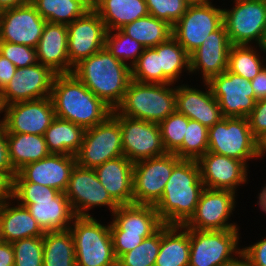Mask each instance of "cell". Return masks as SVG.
<instances>
[{
    "label": "cell",
    "instance_id": "6da1fadb",
    "mask_svg": "<svg viewBox=\"0 0 266 266\" xmlns=\"http://www.w3.org/2000/svg\"><path fill=\"white\" fill-rule=\"evenodd\" d=\"M204 189L197 160L181 159L154 205L163 224L185 225L194 215Z\"/></svg>",
    "mask_w": 266,
    "mask_h": 266
},
{
    "label": "cell",
    "instance_id": "7a4b0ae2",
    "mask_svg": "<svg viewBox=\"0 0 266 266\" xmlns=\"http://www.w3.org/2000/svg\"><path fill=\"white\" fill-rule=\"evenodd\" d=\"M50 98L56 117L85 129L104 122L113 111L72 73L55 75Z\"/></svg>",
    "mask_w": 266,
    "mask_h": 266
},
{
    "label": "cell",
    "instance_id": "3957f363",
    "mask_svg": "<svg viewBox=\"0 0 266 266\" xmlns=\"http://www.w3.org/2000/svg\"><path fill=\"white\" fill-rule=\"evenodd\" d=\"M72 74L111 109L122 102L132 80L131 67L104 47L73 66Z\"/></svg>",
    "mask_w": 266,
    "mask_h": 266
},
{
    "label": "cell",
    "instance_id": "277c9868",
    "mask_svg": "<svg viewBox=\"0 0 266 266\" xmlns=\"http://www.w3.org/2000/svg\"><path fill=\"white\" fill-rule=\"evenodd\" d=\"M13 200L25 206L44 232L67 230L75 214L64 192L14 176Z\"/></svg>",
    "mask_w": 266,
    "mask_h": 266
},
{
    "label": "cell",
    "instance_id": "5b68a950",
    "mask_svg": "<svg viewBox=\"0 0 266 266\" xmlns=\"http://www.w3.org/2000/svg\"><path fill=\"white\" fill-rule=\"evenodd\" d=\"M170 85L173 86L131 80L115 111L125 117L159 124L176 111V86Z\"/></svg>",
    "mask_w": 266,
    "mask_h": 266
},
{
    "label": "cell",
    "instance_id": "8992f818",
    "mask_svg": "<svg viewBox=\"0 0 266 266\" xmlns=\"http://www.w3.org/2000/svg\"><path fill=\"white\" fill-rule=\"evenodd\" d=\"M69 230L76 266H117L109 225L104 226L93 216H75Z\"/></svg>",
    "mask_w": 266,
    "mask_h": 266
},
{
    "label": "cell",
    "instance_id": "52a82bcc",
    "mask_svg": "<svg viewBox=\"0 0 266 266\" xmlns=\"http://www.w3.org/2000/svg\"><path fill=\"white\" fill-rule=\"evenodd\" d=\"M208 152L238 159L246 165L250 159L259 158L258 141L251 133L248 119L223 117L209 127Z\"/></svg>",
    "mask_w": 266,
    "mask_h": 266
},
{
    "label": "cell",
    "instance_id": "ba28073f",
    "mask_svg": "<svg viewBox=\"0 0 266 266\" xmlns=\"http://www.w3.org/2000/svg\"><path fill=\"white\" fill-rule=\"evenodd\" d=\"M222 25L223 9L214 7L210 0L193 3L172 26V37L191 55Z\"/></svg>",
    "mask_w": 266,
    "mask_h": 266
},
{
    "label": "cell",
    "instance_id": "9c48e42d",
    "mask_svg": "<svg viewBox=\"0 0 266 266\" xmlns=\"http://www.w3.org/2000/svg\"><path fill=\"white\" fill-rule=\"evenodd\" d=\"M239 229H189L190 257L188 266H220L239 254Z\"/></svg>",
    "mask_w": 266,
    "mask_h": 266
},
{
    "label": "cell",
    "instance_id": "30bf717a",
    "mask_svg": "<svg viewBox=\"0 0 266 266\" xmlns=\"http://www.w3.org/2000/svg\"><path fill=\"white\" fill-rule=\"evenodd\" d=\"M124 155L121 127L110 115L104 122L85 131L84 139L75 155L77 165L95 169L108 160Z\"/></svg>",
    "mask_w": 266,
    "mask_h": 266
},
{
    "label": "cell",
    "instance_id": "8fae6325",
    "mask_svg": "<svg viewBox=\"0 0 266 266\" xmlns=\"http://www.w3.org/2000/svg\"><path fill=\"white\" fill-rule=\"evenodd\" d=\"M223 9V25L232 45L259 44L266 27V0H234Z\"/></svg>",
    "mask_w": 266,
    "mask_h": 266
},
{
    "label": "cell",
    "instance_id": "7c38bea8",
    "mask_svg": "<svg viewBox=\"0 0 266 266\" xmlns=\"http://www.w3.org/2000/svg\"><path fill=\"white\" fill-rule=\"evenodd\" d=\"M181 159L174 153L140 160L133 169V204L155 205L162 197L173 167Z\"/></svg>",
    "mask_w": 266,
    "mask_h": 266
},
{
    "label": "cell",
    "instance_id": "4fadbf2b",
    "mask_svg": "<svg viewBox=\"0 0 266 266\" xmlns=\"http://www.w3.org/2000/svg\"><path fill=\"white\" fill-rule=\"evenodd\" d=\"M121 127L123 153L131 162L166 154L157 123L111 114Z\"/></svg>",
    "mask_w": 266,
    "mask_h": 266
},
{
    "label": "cell",
    "instance_id": "5bb4252c",
    "mask_svg": "<svg viewBox=\"0 0 266 266\" xmlns=\"http://www.w3.org/2000/svg\"><path fill=\"white\" fill-rule=\"evenodd\" d=\"M64 193L75 216H91L88 211L95 206H107L111 213L119 207L100 183L95 170L77 164Z\"/></svg>",
    "mask_w": 266,
    "mask_h": 266
},
{
    "label": "cell",
    "instance_id": "9a60e30c",
    "mask_svg": "<svg viewBox=\"0 0 266 266\" xmlns=\"http://www.w3.org/2000/svg\"><path fill=\"white\" fill-rule=\"evenodd\" d=\"M208 84L219 103L223 117H243L252 112L257 99L250 80L230 72L228 69L213 76Z\"/></svg>",
    "mask_w": 266,
    "mask_h": 266
},
{
    "label": "cell",
    "instance_id": "2e32d148",
    "mask_svg": "<svg viewBox=\"0 0 266 266\" xmlns=\"http://www.w3.org/2000/svg\"><path fill=\"white\" fill-rule=\"evenodd\" d=\"M235 197V192L231 190L205 188L194 215L184 226L208 231L239 229L235 223L228 222L232 211H235Z\"/></svg>",
    "mask_w": 266,
    "mask_h": 266
},
{
    "label": "cell",
    "instance_id": "e0dca14e",
    "mask_svg": "<svg viewBox=\"0 0 266 266\" xmlns=\"http://www.w3.org/2000/svg\"><path fill=\"white\" fill-rule=\"evenodd\" d=\"M7 133L44 135L55 116L50 97L25 102H17L2 107Z\"/></svg>",
    "mask_w": 266,
    "mask_h": 266
},
{
    "label": "cell",
    "instance_id": "ac0fdd59",
    "mask_svg": "<svg viewBox=\"0 0 266 266\" xmlns=\"http://www.w3.org/2000/svg\"><path fill=\"white\" fill-rule=\"evenodd\" d=\"M56 73L39 62L17 68L7 86L0 92L1 107L17 102L50 97Z\"/></svg>",
    "mask_w": 266,
    "mask_h": 266
},
{
    "label": "cell",
    "instance_id": "d6986e66",
    "mask_svg": "<svg viewBox=\"0 0 266 266\" xmlns=\"http://www.w3.org/2000/svg\"><path fill=\"white\" fill-rule=\"evenodd\" d=\"M67 31L68 58L72 66L105 46L107 28L93 8L68 24Z\"/></svg>",
    "mask_w": 266,
    "mask_h": 266
},
{
    "label": "cell",
    "instance_id": "ffe728a7",
    "mask_svg": "<svg viewBox=\"0 0 266 266\" xmlns=\"http://www.w3.org/2000/svg\"><path fill=\"white\" fill-rule=\"evenodd\" d=\"M46 20L30 2L0 12V41L36 48Z\"/></svg>",
    "mask_w": 266,
    "mask_h": 266
},
{
    "label": "cell",
    "instance_id": "44dd1931",
    "mask_svg": "<svg viewBox=\"0 0 266 266\" xmlns=\"http://www.w3.org/2000/svg\"><path fill=\"white\" fill-rule=\"evenodd\" d=\"M197 162L205 188L231 190L237 193V187L248 180L249 166L238 159L207 151Z\"/></svg>",
    "mask_w": 266,
    "mask_h": 266
},
{
    "label": "cell",
    "instance_id": "7402d4cb",
    "mask_svg": "<svg viewBox=\"0 0 266 266\" xmlns=\"http://www.w3.org/2000/svg\"><path fill=\"white\" fill-rule=\"evenodd\" d=\"M232 44L224 25L211 32L190 55V73H202L203 82H208L213 76L224 73L228 69L229 50Z\"/></svg>",
    "mask_w": 266,
    "mask_h": 266
},
{
    "label": "cell",
    "instance_id": "603a6c76",
    "mask_svg": "<svg viewBox=\"0 0 266 266\" xmlns=\"http://www.w3.org/2000/svg\"><path fill=\"white\" fill-rule=\"evenodd\" d=\"M74 155L50 153L44 159L23 166L17 173L26 181L65 192L72 169L76 165Z\"/></svg>",
    "mask_w": 266,
    "mask_h": 266
},
{
    "label": "cell",
    "instance_id": "cb8c5ba5",
    "mask_svg": "<svg viewBox=\"0 0 266 266\" xmlns=\"http://www.w3.org/2000/svg\"><path fill=\"white\" fill-rule=\"evenodd\" d=\"M112 217L111 235L152 236L164 225L154 205H119Z\"/></svg>",
    "mask_w": 266,
    "mask_h": 266
},
{
    "label": "cell",
    "instance_id": "d4e9b609",
    "mask_svg": "<svg viewBox=\"0 0 266 266\" xmlns=\"http://www.w3.org/2000/svg\"><path fill=\"white\" fill-rule=\"evenodd\" d=\"M204 86L207 87L206 92L189 85L176 86V111L209 128L219 122L223 115L208 82H204Z\"/></svg>",
    "mask_w": 266,
    "mask_h": 266
},
{
    "label": "cell",
    "instance_id": "484cf974",
    "mask_svg": "<svg viewBox=\"0 0 266 266\" xmlns=\"http://www.w3.org/2000/svg\"><path fill=\"white\" fill-rule=\"evenodd\" d=\"M67 42V25L46 22L36 47L37 61L56 74L72 73Z\"/></svg>",
    "mask_w": 266,
    "mask_h": 266
},
{
    "label": "cell",
    "instance_id": "4316f807",
    "mask_svg": "<svg viewBox=\"0 0 266 266\" xmlns=\"http://www.w3.org/2000/svg\"><path fill=\"white\" fill-rule=\"evenodd\" d=\"M133 169L134 163L126 156L106 161L94 170L95 173L118 205L133 204Z\"/></svg>",
    "mask_w": 266,
    "mask_h": 266
},
{
    "label": "cell",
    "instance_id": "83f0119b",
    "mask_svg": "<svg viewBox=\"0 0 266 266\" xmlns=\"http://www.w3.org/2000/svg\"><path fill=\"white\" fill-rule=\"evenodd\" d=\"M9 201L13 199L0 204V226L3 240L12 243L28 237H43L45 232L31 216L29 210L19 203L13 207Z\"/></svg>",
    "mask_w": 266,
    "mask_h": 266
},
{
    "label": "cell",
    "instance_id": "f1b7e54d",
    "mask_svg": "<svg viewBox=\"0 0 266 266\" xmlns=\"http://www.w3.org/2000/svg\"><path fill=\"white\" fill-rule=\"evenodd\" d=\"M190 257L189 229L184 225L160 228V249L155 266H188Z\"/></svg>",
    "mask_w": 266,
    "mask_h": 266
},
{
    "label": "cell",
    "instance_id": "f546056e",
    "mask_svg": "<svg viewBox=\"0 0 266 266\" xmlns=\"http://www.w3.org/2000/svg\"><path fill=\"white\" fill-rule=\"evenodd\" d=\"M93 9L99 14L107 31L121 29L149 14L145 0H101Z\"/></svg>",
    "mask_w": 266,
    "mask_h": 266
},
{
    "label": "cell",
    "instance_id": "4dcf8cb0",
    "mask_svg": "<svg viewBox=\"0 0 266 266\" xmlns=\"http://www.w3.org/2000/svg\"><path fill=\"white\" fill-rule=\"evenodd\" d=\"M85 131L80 125L55 117L44 133L48 151L75 156L81 147Z\"/></svg>",
    "mask_w": 266,
    "mask_h": 266
},
{
    "label": "cell",
    "instance_id": "1f68e13d",
    "mask_svg": "<svg viewBox=\"0 0 266 266\" xmlns=\"http://www.w3.org/2000/svg\"><path fill=\"white\" fill-rule=\"evenodd\" d=\"M9 160L16 173L25 165L47 157L44 135L7 133Z\"/></svg>",
    "mask_w": 266,
    "mask_h": 266
},
{
    "label": "cell",
    "instance_id": "d6a6232c",
    "mask_svg": "<svg viewBox=\"0 0 266 266\" xmlns=\"http://www.w3.org/2000/svg\"><path fill=\"white\" fill-rule=\"evenodd\" d=\"M43 266H76L74 239L69 229L44 233Z\"/></svg>",
    "mask_w": 266,
    "mask_h": 266
},
{
    "label": "cell",
    "instance_id": "836d02e7",
    "mask_svg": "<svg viewBox=\"0 0 266 266\" xmlns=\"http://www.w3.org/2000/svg\"><path fill=\"white\" fill-rule=\"evenodd\" d=\"M121 30L145 48L156 47L172 36V26L150 14L126 24Z\"/></svg>",
    "mask_w": 266,
    "mask_h": 266
},
{
    "label": "cell",
    "instance_id": "e575fe53",
    "mask_svg": "<svg viewBox=\"0 0 266 266\" xmlns=\"http://www.w3.org/2000/svg\"><path fill=\"white\" fill-rule=\"evenodd\" d=\"M31 3L46 22L65 25L91 9L85 0H31Z\"/></svg>",
    "mask_w": 266,
    "mask_h": 266
},
{
    "label": "cell",
    "instance_id": "d590c367",
    "mask_svg": "<svg viewBox=\"0 0 266 266\" xmlns=\"http://www.w3.org/2000/svg\"><path fill=\"white\" fill-rule=\"evenodd\" d=\"M153 48L159 55L160 69H162L163 75L172 84L180 79L179 75H181L182 69H186V72L190 73V55L172 36Z\"/></svg>",
    "mask_w": 266,
    "mask_h": 266
},
{
    "label": "cell",
    "instance_id": "8d00e7d4",
    "mask_svg": "<svg viewBox=\"0 0 266 266\" xmlns=\"http://www.w3.org/2000/svg\"><path fill=\"white\" fill-rule=\"evenodd\" d=\"M254 46L232 45L229 50L228 70L245 79L252 80L266 65Z\"/></svg>",
    "mask_w": 266,
    "mask_h": 266
},
{
    "label": "cell",
    "instance_id": "74e56055",
    "mask_svg": "<svg viewBox=\"0 0 266 266\" xmlns=\"http://www.w3.org/2000/svg\"><path fill=\"white\" fill-rule=\"evenodd\" d=\"M132 80L151 84H172L160 69L159 55L152 48H145L131 67Z\"/></svg>",
    "mask_w": 266,
    "mask_h": 266
},
{
    "label": "cell",
    "instance_id": "f35d334b",
    "mask_svg": "<svg viewBox=\"0 0 266 266\" xmlns=\"http://www.w3.org/2000/svg\"><path fill=\"white\" fill-rule=\"evenodd\" d=\"M104 47L119 61L123 63H126L127 60L130 61V67L139 59L145 49L142 44L132 39L121 29L107 31Z\"/></svg>",
    "mask_w": 266,
    "mask_h": 266
},
{
    "label": "cell",
    "instance_id": "ab89813d",
    "mask_svg": "<svg viewBox=\"0 0 266 266\" xmlns=\"http://www.w3.org/2000/svg\"><path fill=\"white\" fill-rule=\"evenodd\" d=\"M208 151V128L190 119L182 146L174 153L180 159L198 160Z\"/></svg>",
    "mask_w": 266,
    "mask_h": 266
},
{
    "label": "cell",
    "instance_id": "60d3db41",
    "mask_svg": "<svg viewBox=\"0 0 266 266\" xmlns=\"http://www.w3.org/2000/svg\"><path fill=\"white\" fill-rule=\"evenodd\" d=\"M160 249V229L117 259V266H155Z\"/></svg>",
    "mask_w": 266,
    "mask_h": 266
},
{
    "label": "cell",
    "instance_id": "b9f144b4",
    "mask_svg": "<svg viewBox=\"0 0 266 266\" xmlns=\"http://www.w3.org/2000/svg\"><path fill=\"white\" fill-rule=\"evenodd\" d=\"M189 120L184 114L175 111L158 124L167 153H175L182 146Z\"/></svg>",
    "mask_w": 266,
    "mask_h": 266
},
{
    "label": "cell",
    "instance_id": "7bdbcfd3",
    "mask_svg": "<svg viewBox=\"0 0 266 266\" xmlns=\"http://www.w3.org/2000/svg\"><path fill=\"white\" fill-rule=\"evenodd\" d=\"M11 244L14 266H43V237H28Z\"/></svg>",
    "mask_w": 266,
    "mask_h": 266
},
{
    "label": "cell",
    "instance_id": "ee69618b",
    "mask_svg": "<svg viewBox=\"0 0 266 266\" xmlns=\"http://www.w3.org/2000/svg\"><path fill=\"white\" fill-rule=\"evenodd\" d=\"M147 10L153 17L173 26L187 11L189 2L186 0H145Z\"/></svg>",
    "mask_w": 266,
    "mask_h": 266
},
{
    "label": "cell",
    "instance_id": "f6af8a7d",
    "mask_svg": "<svg viewBox=\"0 0 266 266\" xmlns=\"http://www.w3.org/2000/svg\"><path fill=\"white\" fill-rule=\"evenodd\" d=\"M0 54L9 59L17 68L29 67L36 63V48L27 45L0 41Z\"/></svg>",
    "mask_w": 266,
    "mask_h": 266
},
{
    "label": "cell",
    "instance_id": "bcb514c9",
    "mask_svg": "<svg viewBox=\"0 0 266 266\" xmlns=\"http://www.w3.org/2000/svg\"><path fill=\"white\" fill-rule=\"evenodd\" d=\"M247 119L253 137L259 141L266 135V99L256 101Z\"/></svg>",
    "mask_w": 266,
    "mask_h": 266
},
{
    "label": "cell",
    "instance_id": "7dc6e473",
    "mask_svg": "<svg viewBox=\"0 0 266 266\" xmlns=\"http://www.w3.org/2000/svg\"><path fill=\"white\" fill-rule=\"evenodd\" d=\"M113 242V251L116 259L121 255L133 250L145 238L150 236H132V235H111Z\"/></svg>",
    "mask_w": 266,
    "mask_h": 266
},
{
    "label": "cell",
    "instance_id": "c3c4849f",
    "mask_svg": "<svg viewBox=\"0 0 266 266\" xmlns=\"http://www.w3.org/2000/svg\"><path fill=\"white\" fill-rule=\"evenodd\" d=\"M248 256L251 266H266V238L242 248Z\"/></svg>",
    "mask_w": 266,
    "mask_h": 266
},
{
    "label": "cell",
    "instance_id": "681fc988",
    "mask_svg": "<svg viewBox=\"0 0 266 266\" xmlns=\"http://www.w3.org/2000/svg\"><path fill=\"white\" fill-rule=\"evenodd\" d=\"M0 171L16 172L9 160L7 131L2 122H0Z\"/></svg>",
    "mask_w": 266,
    "mask_h": 266
},
{
    "label": "cell",
    "instance_id": "f907efd6",
    "mask_svg": "<svg viewBox=\"0 0 266 266\" xmlns=\"http://www.w3.org/2000/svg\"><path fill=\"white\" fill-rule=\"evenodd\" d=\"M15 175L16 172L0 171V204L13 199Z\"/></svg>",
    "mask_w": 266,
    "mask_h": 266
},
{
    "label": "cell",
    "instance_id": "816d5d0a",
    "mask_svg": "<svg viewBox=\"0 0 266 266\" xmlns=\"http://www.w3.org/2000/svg\"><path fill=\"white\" fill-rule=\"evenodd\" d=\"M16 69L17 67L9 59L0 54V92L15 75Z\"/></svg>",
    "mask_w": 266,
    "mask_h": 266
},
{
    "label": "cell",
    "instance_id": "f5cc1de1",
    "mask_svg": "<svg viewBox=\"0 0 266 266\" xmlns=\"http://www.w3.org/2000/svg\"><path fill=\"white\" fill-rule=\"evenodd\" d=\"M250 82L257 101L266 99V65Z\"/></svg>",
    "mask_w": 266,
    "mask_h": 266
},
{
    "label": "cell",
    "instance_id": "db71d44e",
    "mask_svg": "<svg viewBox=\"0 0 266 266\" xmlns=\"http://www.w3.org/2000/svg\"><path fill=\"white\" fill-rule=\"evenodd\" d=\"M0 266H14V249L11 243H0Z\"/></svg>",
    "mask_w": 266,
    "mask_h": 266
},
{
    "label": "cell",
    "instance_id": "11a10c76",
    "mask_svg": "<svg viewBox=\"0 0 266 266\" xmlns=\"http://www.w3.org/2000/svg\"><path fill=\"white\" fill-rule=\"evenodd\" d=\"M239 257V260H238ZM220 266H251L248 256L241 251L237 257L221 264Z\"/></svg>",
    "mask_w": 266,
    "mask_h": 266
},
{
    "label": "cell",
    "instance_id": "9f6ffc18",
    "mask_svg": "<svg viewBox=\"0 0 266 266\" xmlns=\"http://www.w3.org/2000/svg\"><path fill=\"white\" fill-rule=\"evenodd\" d=\"M31 0H0V12L17 6L26 5Z\"/></svg>",
    "mask_w": 266,
    "mask_h": 266
},
{
    "label": "cell",
    "instance_id": "6f0895ef",
    "mask_svg": "<svg viewBox=\"0 0 266 266\" xmlns=\"http://www.w3.org/2000/svg\"><path fill=\"white\" fill-rule=\"evenodd\" d=\"M258 203L260 209L266 213V184L264 187H262V191L258 194Z\"/></svg>",
    "mask_w": 266,
    "mask_h": 266
},
{
    "label": "cell",
    "instance_id": "680465c9",
    "mask_svg": "<svg viewBox=\"0 0 266 266\" xmlns=\"http://www.w3.org/2000/svg\"><path fill=\"white\" fill-rule=\"evenodd\" d=\"M266 153V135H264V137H262L259 141H258V154H259V158L264 156Z\"/></svg>",
    "mask_w": 266,
    "mask_h": 266
},
{
    "label": "cell",
    "instance_id": "91938a15",
    "mask_svg": "<svg viewBox=\"0 0 266 266\" xmlns=\"http://www.w3.org/2000/svg\"><path fill=\"white\" fill-rule=\"evenodd\" d=\"M257 46L261 49L260 51H263V53L266 52V27L263 30V34H262V37H261V40H260L259 44L256 45L255 48H257Z\"/></svg>",
    "mask_w": 266,
    "mask_h": 266
},
{
    "label": "cell",
    "instance_id": "94428289",
    "mask_svg": "<svg viewBox=\"0 0 266 266\" xmlns=\"http://www.w3.org/2000/svg\"><path fill=\"white\" fill-rule=\"evenodd\" d=\"M101 0H85L90 8H94Z\"/></svg>",
    "mask_w": 266,
    "mask_h": 266
},
{
    "label": "cell",
    "instance_id": "6125c7cd",
    "mask_svg": "<svg viewBox=\"0 0 266 266\" xmlns=\"http://www.w3.org/2000/svg\"><path fill=\"white\" fill-rule=\"evenodd\" d=\"M186 1L189 2L190 4H193V3H200L206 0H186Z\"/></svg>",
    "mask_w": 266,
    "mask_h": 266
},
{
    "label": "cell",
    "instance_id": "be15d7a7",
    "mask_svg": "<svg viewBox=\"0 0 266 266\" xmlns=\"http://www.w3.org/2000/svg\"><path fill=\"white\" fill-rule=\"evenodd\" d=\"M4 240L2 238V233H1V226H0V243H2Z\"/></svg>",
    "mask_w": 266,
    "mask_h": 266
},
{
    "label": "cell",
    "instance_id": "e7e4bbea",
    "mask_svg": "<svg viewBox=\"0 0 266 266\" xmlns=\"http://www.w3.org/2000/svg\"><path fill=\"white\" fill-rule=\"evenodd\" d=\"M0 113H2V107H1V105H0ZM0 122H1V120H0Z\"/></svg>",
    "mask_w": 266,
    "mask_h": 266
}]
</instances>
